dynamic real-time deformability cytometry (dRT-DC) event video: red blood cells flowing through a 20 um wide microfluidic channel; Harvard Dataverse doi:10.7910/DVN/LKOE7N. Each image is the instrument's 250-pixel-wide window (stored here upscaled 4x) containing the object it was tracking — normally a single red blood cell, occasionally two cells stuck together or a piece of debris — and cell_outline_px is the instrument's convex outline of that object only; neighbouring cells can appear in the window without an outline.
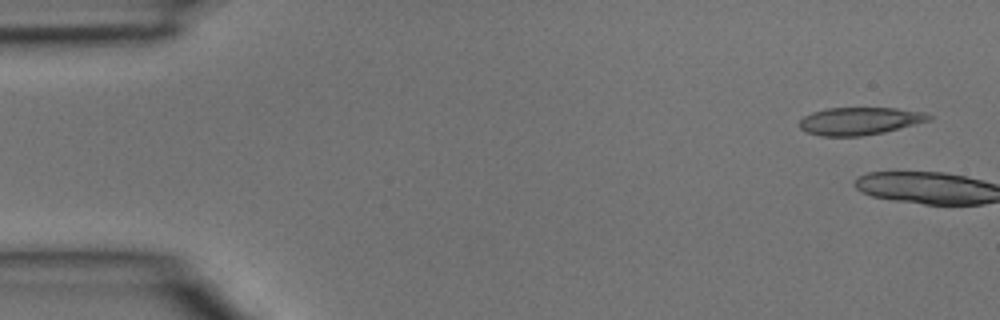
{"species": "common noctule bat (a hibernating species)", "species_latin": "Nyctalus noctula", "temperature_condition": "room temperature", "stored_images_in_passage": 5, "camera_frame_rate_fps": 3000, "um_per_image_px": 0.085, "animal": {"sex": "male", "body_mass_g": 15.6}, "frame": {"image": 1, "passage_image": 1, "time_ms": 0.0, "image_size_px": [1000, 320], "cell_outline_px": [[932, 120], [884, 132], [860, 136], [820, 136], [808, 132], [800, 128], [796, 124], [804, 116], [812, 112], [828, 108], [896, 108], [924, 112], [932, 116]], "centroid_in_image_um": [73.06, 10.28], "position_along_channel_um": 11.9, "area_um2": 20.87}}